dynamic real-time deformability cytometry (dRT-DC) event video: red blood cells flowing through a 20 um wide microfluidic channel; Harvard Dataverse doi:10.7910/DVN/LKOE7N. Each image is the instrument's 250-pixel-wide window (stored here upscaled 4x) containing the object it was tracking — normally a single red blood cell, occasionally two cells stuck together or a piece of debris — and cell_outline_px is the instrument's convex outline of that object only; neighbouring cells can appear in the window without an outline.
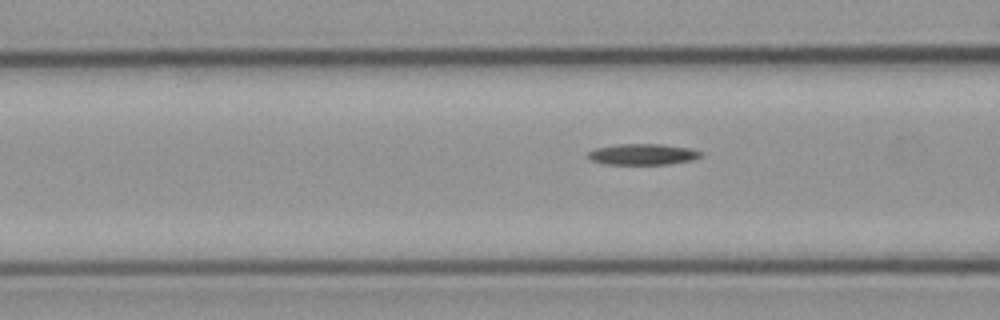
{"species": "common noctule bat (a hibernating species)", "species_latin": "Nyctalus noctula", "temperature_condition": "cold", "stored_images_in_passage": 7, "camera_frame_rate_fps": 3000, "um_per_image_px": 0.085, "animal": {"sex": "male", "body_mass_g": 23.1, "forearm_length_mm": 52.7}, "frame": {"image": 1, "passage_image": 7, "time_ms": 7.667, "image_size_px": [1000, 320], "cell_outline_px": [[700, 156], [692, 160], [668, 164], [604, 164], [588, 160], [584, 156], [588, 152], [596, 148], [620, 144], [660, 144], [692, 148], [700, 152]], "centroid_in_image_um": [54.55, 13.12], "position_along_channel_um": 112.0, "area_um2": 13.87}}